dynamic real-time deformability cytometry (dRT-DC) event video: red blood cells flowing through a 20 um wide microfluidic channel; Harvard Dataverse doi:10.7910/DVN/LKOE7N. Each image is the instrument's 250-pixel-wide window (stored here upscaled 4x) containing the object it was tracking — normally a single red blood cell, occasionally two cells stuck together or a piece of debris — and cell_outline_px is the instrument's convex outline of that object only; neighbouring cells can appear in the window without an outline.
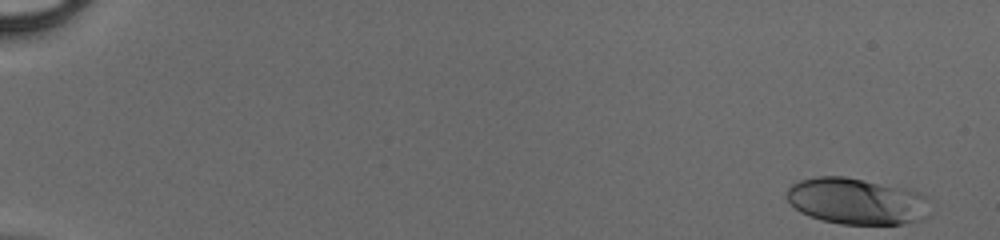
{"species": "human", "species_latin": "Homo sapiens", "temperature_condition": "cold", "stored_images_in_passage": 48, "camera_frame_rate_fps": 3000, "um_per_image_px": 0.085, "donor": {"sex": "male"}, "frame": {"image": 1, "passage_image": 1, "time_ms": 0.0, "image_size_px": [1000, 240], "cell_outline_px": [[928, 216], [920, 220], [900, 224], [840, 224], [808, 216], [800, 212], [788, 200], [788, 188], [792, 184], [800, 180], [816, 176], [844, 176], [904, 188], [920, 192], [928, 196]], "centroid_in_image_um": [72.84, 17.1], "position_along_channel_um": 12.2, "area_um2": 38.73}}
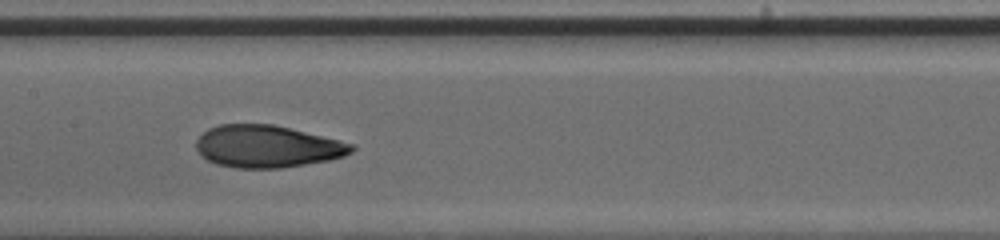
{"frame": {"image": 2, "passage_image": 26, "time_ms": 8.333, "image_size_px": [1000, 240], "cell_outline_px": [[356, 148], [352, 152], [344, 156], [328, 160], [280, 168], [236, 168], [216, 164], [200, 156], [196, 148], [196, 140], [208, 128], [220, 124], [272, 124], [340, 140], [356, 144]], "centroid_in_image_um": [22.71, 12.45], "position_along_channel_um": 184.7, "area_um2": 38.26}}
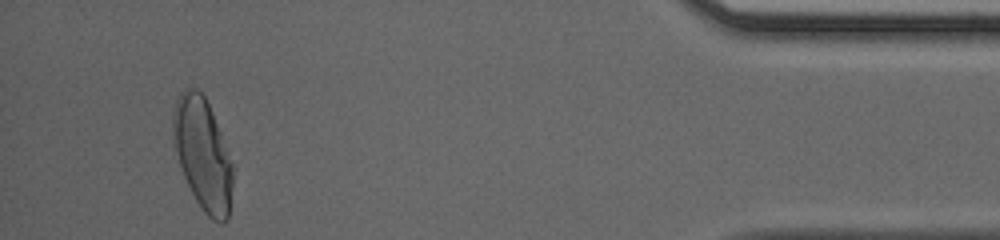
{"frame": {"image": 3, "passage_image": 46, "time_ms": 15.0, "image_size_px": [1000, 240], "cell_outline_px": [[232, 184], [228, 220], [224, 224], [220, 224], [212, 220], [204, 212], [196, 200], [184, 176], [176, 152], [172, 136], [172, 112], [176, 100], [180, 92], [184, 88], [196, 88], [204, 96], [208, 104], [220, 132], [232, 164]], "centroid_in_image_um": [17.21, 13.1], "position_along_channel_um": 418.0, "area_um2": 38.55}}